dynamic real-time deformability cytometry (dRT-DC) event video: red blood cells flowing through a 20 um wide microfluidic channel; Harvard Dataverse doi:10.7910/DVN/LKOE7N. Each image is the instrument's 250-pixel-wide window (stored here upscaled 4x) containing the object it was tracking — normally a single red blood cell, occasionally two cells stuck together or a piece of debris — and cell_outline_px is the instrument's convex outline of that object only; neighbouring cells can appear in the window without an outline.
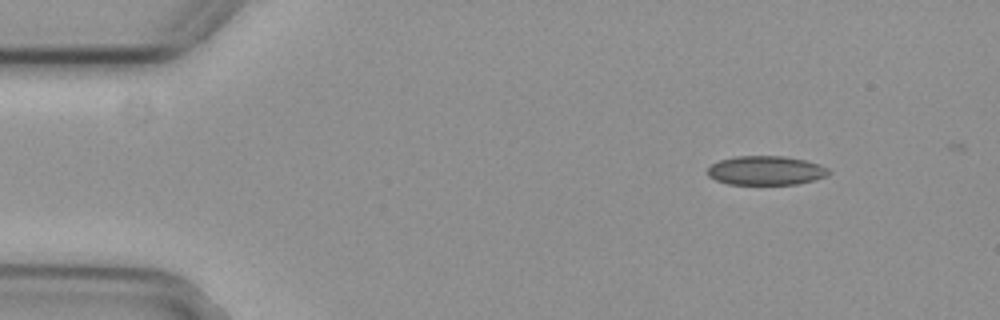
{"species": "common noctule bat (a hibernating species)", "species_latin": "Nyctalus noctula", "temperature_condition": "cold", "stored_images_in_passage": 8, "camera_frame_rate_fps": 3000, "um_per_image_px": 0.085, "animal": {"sex": "female", "body_mass_g": 29.2, "forearm_length_mm": 56.3}, "frame": {"image": 1, "passage_image": 1, "time_ms": 0.0, "image_size_px": [1000, 320], "cell_outline_px": [[832, 172], [828, 176], [796, 184], [728, 184], [716, 180], [708, 176], [708, 168], [712, 164], [720, 160], [736, 156], [784, 156], [804, 160], [820, 164], [828, 168]], "centroid_in_image_um": [65.12, 14.49], "position_along_channel_um": 19.9, "area_um2": 20.52}}
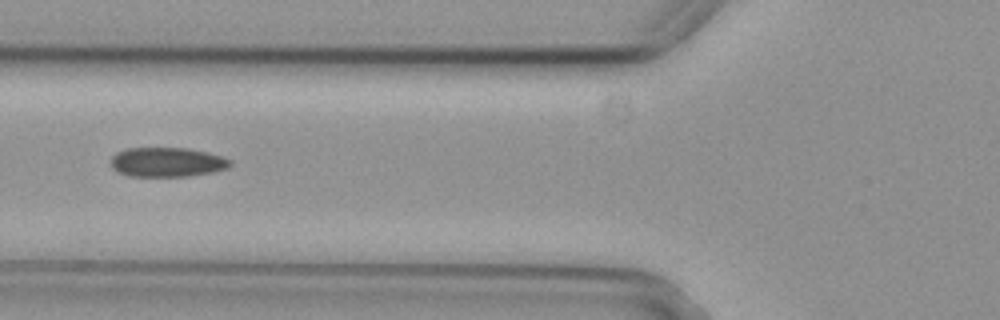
{"frame": {"image": 2, "passage_image": 5, "time_ms": 1.333, "image_size_px": [1000, 320], "cell_outline_px": [[232, 164], [228, 168], [212, 172], [188, 176], [128, 176], [116, 172], [112, 168], [112, 156], [116, 152], [128, 148], [188, 148], [208, 152], [232, 160]], "centroid_in_image_um": [14.2, 13.78], "position_along_channel_um": 111.6, "area_um2": 20.58}}
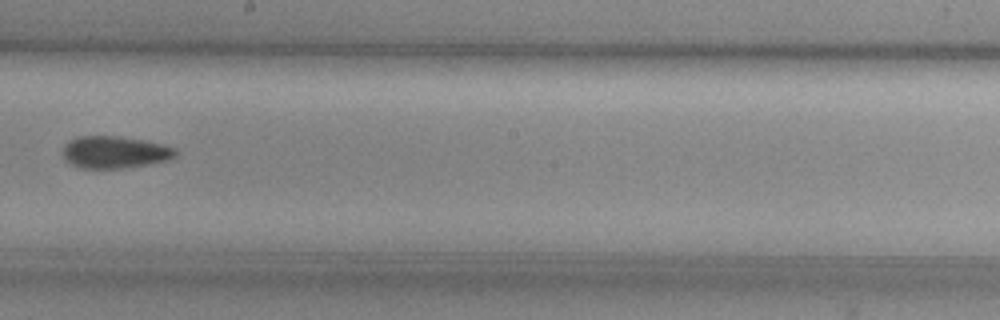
{"frame": {"image": 3, "passage_image": 8, "time_ms": 2.333, "image_size_px": [1000, 320], "cell_outline_px": [[176, 156], [168, 160], [148, 164], [124, 168], [80, 168], [72, 164], [64, 156], [64, 144], [68, 140], [76, 136], [116, 136], [140, 140], [160, 144], [176, 148]], "centroid_in_image_um": [9.74, 12.93], "position_along_channel_um": 238.5, "area_um2": 20.87}}